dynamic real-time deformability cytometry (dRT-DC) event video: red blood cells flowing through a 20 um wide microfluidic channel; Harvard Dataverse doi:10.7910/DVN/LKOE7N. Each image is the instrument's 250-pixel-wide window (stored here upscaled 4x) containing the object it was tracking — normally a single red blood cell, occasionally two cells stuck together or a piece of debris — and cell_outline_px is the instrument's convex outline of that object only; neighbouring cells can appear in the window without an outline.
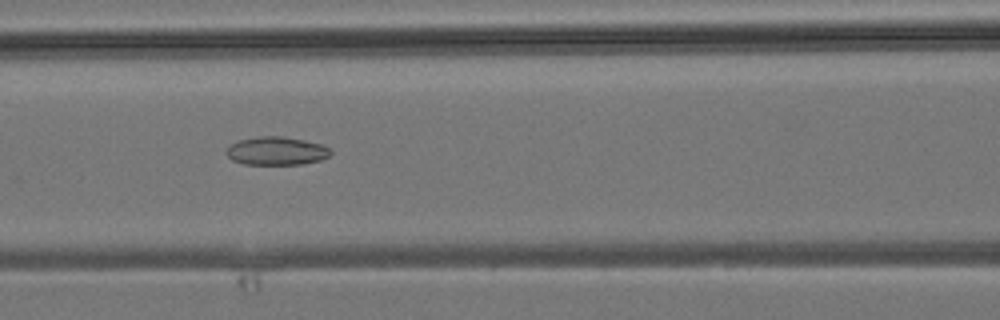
{"species": "common noctule bat (a hibernating species)", "species_latin": "Nyctalus noctula", "temperature_condition": "room temperature", "stored_images_in_passage": 33, "camera_frame_rate_fps": 3000, "um_per_image_px": 0.085, "animal": {"sex": "male", "body_mass_g": 19.2, "forearm_length_mm": 51.8}, "frame": {"image": 1, "passage_image": 8, "time_ms": 2.333, "image_size_px": [1000, 320], "cell_outline_px": [[332, 152], [328, 156], [320, 160], [304, 164], [244, 164], [232, 160], [224, 152], [232, 144], [240, 140], [256, 136], [284, 136], [304, 140], [320, 144], [328, 148]], "centroid_in_image_um": [23.48, 12.83], "position_along_channel_um": 143.1, "area_um2": 17.11}}
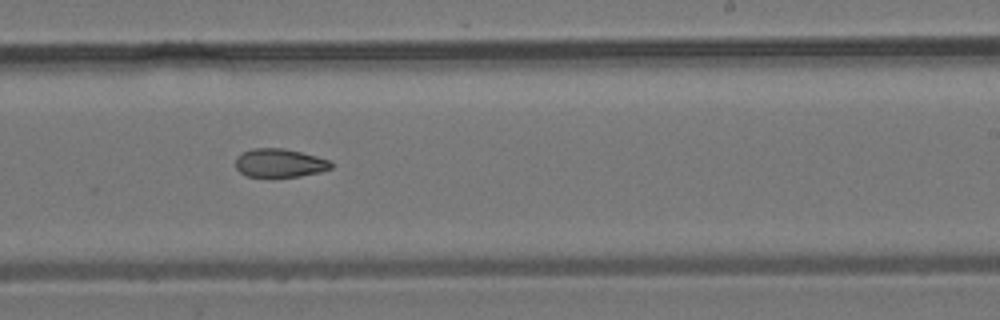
{"frame": {"image": 2, "passage_image": 16, "time_ms": 5.0, "image_size_px": [1000, 320], "cell_outline_px": [[332, 168], [320, 172], [300, 176], [248, 176], [240, 172], [236, 168], [236, 156], [252, 148], [284, 148], [316, 156], [328, 160], [332, 164]], "centroid_in_image_um": [23.76, 13.84], "position_along_channel_um": 265.2, "area_um2": 15.66}}
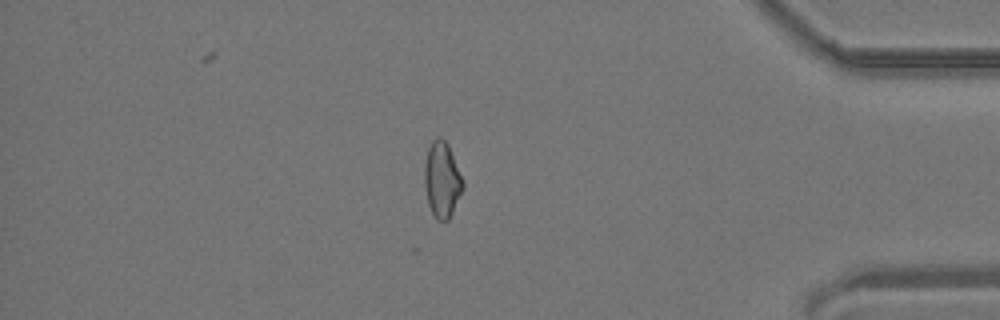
{"frame": {"image": 3, "passage_image": 27, "time_ms": 8.667, "image_size_px": [1000, 320], "cell_outline_px": [[464, 188], [448, 220], [436, 220], [428, 204], [424, 184], [424, 164], [428, 148], [432, 140], [436, 136], [440, 136], [448, 144], [464, 180]], "centroid_in_image_um": [37.57, 15.24], "position_along_channel_um": 397.6, "area_um2": 17.11}}